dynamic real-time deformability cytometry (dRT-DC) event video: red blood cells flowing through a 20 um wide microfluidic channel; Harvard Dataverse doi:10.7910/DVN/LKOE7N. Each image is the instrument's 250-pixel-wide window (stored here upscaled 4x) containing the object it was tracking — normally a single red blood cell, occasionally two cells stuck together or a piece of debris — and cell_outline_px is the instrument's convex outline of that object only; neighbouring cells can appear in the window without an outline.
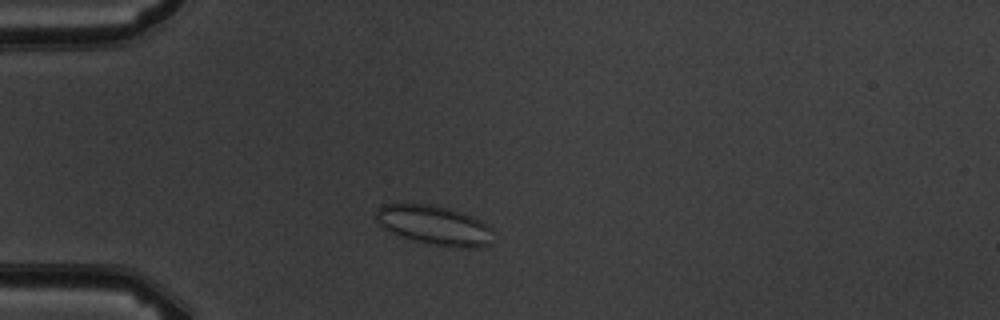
{"species": "common noctule bat (a hibernating species)", "species_latin": "Nyctalus noctula", "temperature_condition": "warm", "stored_images_in_passage": 2, "camera_frame_rate_fps": 3000, "um_per_image_px": 0.085, "animal": {"sex": "male", "body_mass_g": 19.5, "forearm_length_mm": 54.6}, "frame": {"image": 1, "passage_image": 2, "time_ms": 1.0, "image_size_px": [1000, 320], "cell_outline_px": [[492, 244], [484, 248], [456, 248], [428, 244], [412, 240], [400, 236], [380, 228], [376, 220], [376, 212], [384, 204], [432, 204], [448, 208], [472, 216], [488, 224], [492, 228]], "centroid_in_image_um": [36.95, 19.18], "position_along_channel_um": 48.0, "area_um2": 27.46}}